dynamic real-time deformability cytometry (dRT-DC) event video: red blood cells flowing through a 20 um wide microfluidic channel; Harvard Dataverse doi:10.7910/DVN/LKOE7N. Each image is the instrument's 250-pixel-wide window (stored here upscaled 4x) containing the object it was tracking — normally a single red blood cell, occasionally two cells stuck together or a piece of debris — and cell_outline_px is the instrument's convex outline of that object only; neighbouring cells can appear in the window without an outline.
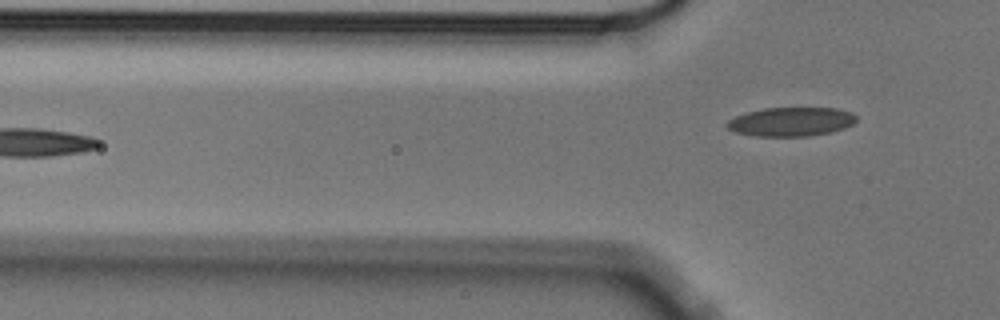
{"species": "Egyptian fruit bat (a non-hibernating species)", "species_latin": "Rousettus aegyptiacus", "temperature_condition": "cold", "stored_images_in_passage": 2, "camera_frame_rate_fps": 3000, "um_per_image_px": 0.085, "animal": {"sex": "male"}, "frame": {"image": 1, "passage_image": 2, "time_ms": 0.333, "image_size_px": [1000, 320], "cell_outline_px": [[856, 120], [852, 124], [844, 128], [832, 132], [808, 136], [756, 136], [736, 132], [728, 128], [724, 124], [728, 120], [736, 116], [748, 112], [764, 108], [836, 108], [852, 112], [856, 116]], "centroid_in_image_um": [67.25, 10.34], "position_along_channel_um": 58.6, "area_um2": 21.79}}